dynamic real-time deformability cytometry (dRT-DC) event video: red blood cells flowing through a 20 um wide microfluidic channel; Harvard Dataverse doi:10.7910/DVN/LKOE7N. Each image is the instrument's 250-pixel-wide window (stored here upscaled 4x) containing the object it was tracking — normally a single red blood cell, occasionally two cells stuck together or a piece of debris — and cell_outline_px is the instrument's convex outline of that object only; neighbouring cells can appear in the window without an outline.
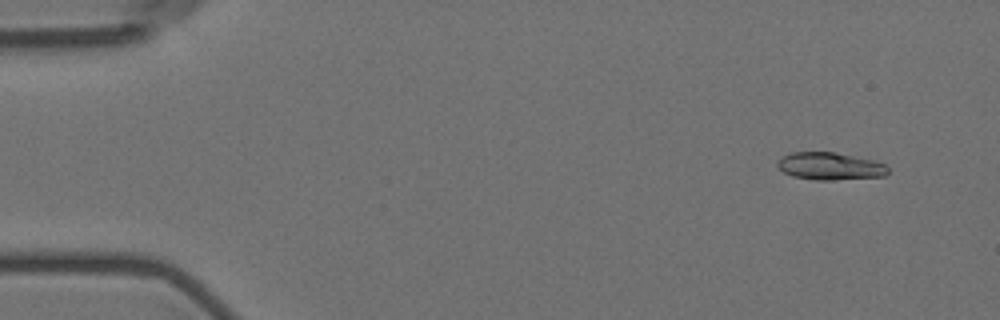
{"species": "Egyptian fruit bat (a non-hibernating species)", "species_latin": "Rousettus aegyptiacus", "temperature_condition": "room temperature", "stored_images_in_passage": 7, "camera_frame_rate_fps": 3000, "um_per_image_px": 0.085, "animal": {"sex": "female"}, "frame": {"image": 1, "passage_image": 2, "time_ms": 1.0, "image_size_px": [1000, 320], "cell_outline_px": [[888, 172], [884, 176], [832, 180], [816, 180], [792, 176], [784, 172], [776, 164], [784, 156], [792, 152], [836, 152], [876, 160], [884, 164], [888, 168]], "centroid_in_image_um": [70.58, 14.12], "position_along_channel_um": 14.4, "area_um2": 17.63}}
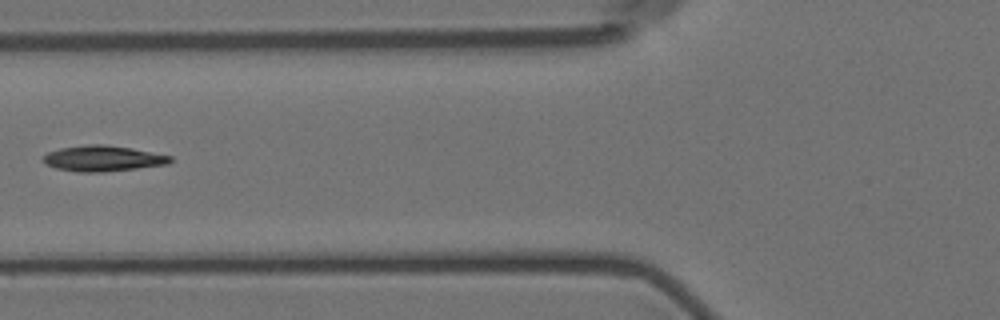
{"frame": {"image": 2, "passage_image": 7, "time_ms": 7.0, "image_size_px": [1000, 320], "cell_outline_px": [[172, 160], [168, 164], [136, 168], [100, 172], [76, 172], [56, 168], [48, 164], [44, 160], [44, 156], [48, 152], [60, 148], [88, 144], [104, 144], [132, 148], [172, 156]], "centroid_in_image_um": [8.76, 13.46], "position_along_channel_um": 117.0, "area_um2": 18.84}}